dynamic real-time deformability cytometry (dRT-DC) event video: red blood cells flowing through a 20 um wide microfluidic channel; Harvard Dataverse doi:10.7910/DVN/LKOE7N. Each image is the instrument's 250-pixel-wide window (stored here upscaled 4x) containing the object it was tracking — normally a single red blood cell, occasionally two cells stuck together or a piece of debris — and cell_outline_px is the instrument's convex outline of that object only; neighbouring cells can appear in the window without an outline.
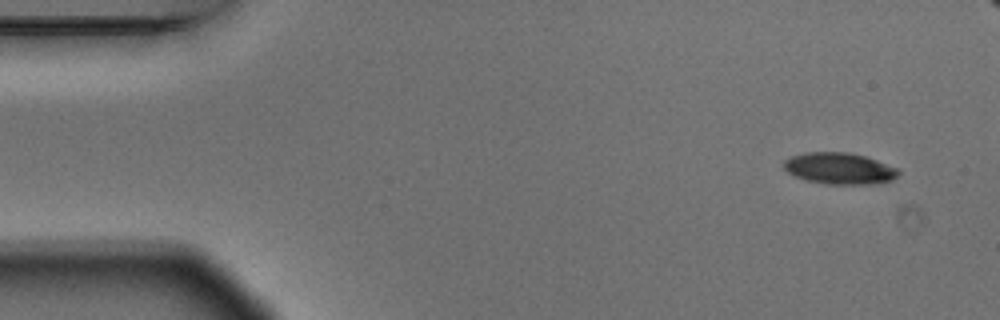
{"species": "Egyptian fruit bat (a non-hibernating species)", "species_latin": "Rousettus aegyptiacus", "temperature_condition": "warm", "stored_images_in_passage": 5, "camera_frame_rate_fps": 3000, "um_per_image_px": 0.085, "animal": {"sex": "male"}, "frame": {"image": 1, "passage_image": 1, "time_ms": 0.0, "image_size_px": [1000, 320], "cell_outline_px": [[900, 172], [892, 180], [876, 184], [828, 184], [808, 180], [796, 176], [788, 172], [784, 168], [784, 160], [792, 156], [804, 152], [848, 152], [864, 156], [900, 168]], "centroid_in_image_um": [71.39, 14.31], "position_along_channel_um": 13.6, "area_um2": 20.98}}